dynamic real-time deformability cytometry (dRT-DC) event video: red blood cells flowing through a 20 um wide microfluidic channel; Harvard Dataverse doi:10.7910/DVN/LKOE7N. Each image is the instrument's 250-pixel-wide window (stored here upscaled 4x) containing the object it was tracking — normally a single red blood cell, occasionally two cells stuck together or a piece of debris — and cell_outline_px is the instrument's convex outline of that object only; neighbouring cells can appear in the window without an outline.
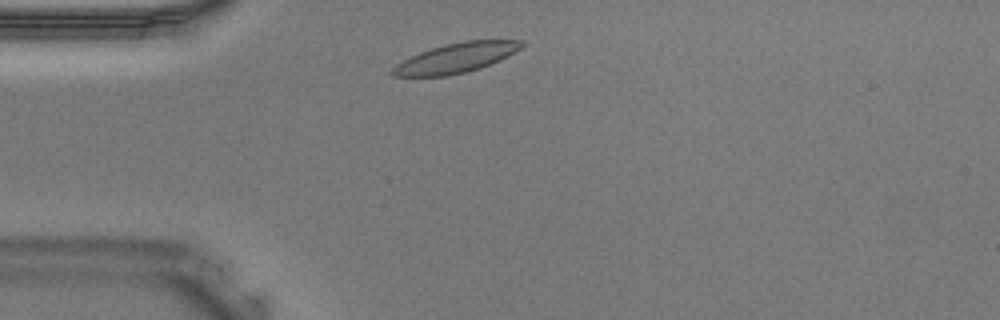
{"species": "Egyptian fruit bat (a non-hibernating species)", "species_latin": "Rousettus aegyptiacus", "temperature_condition": "warm", "stored_images_in_passage": 27, "camera_frame_rate_fps": 3000, "um_per_image_px": 0.085, "animal": {"sex": "male"}, "frame": {"image": 1, "passage_image": 1, "time_ms": 0.0, "image_size_px": [1000, 320], "cell_outline_px": [[524, 44], [520, 48], [508, 56], [500, 60], [480, 68], [448, 76], [392, 76], [388, 72], [396, 64], [420, 52], [444, 44], [464, 40], [524, 40]], "centroid_in_image_um": [38.75, 4.92], "position_along_channel_um": 46.3, "area_um2": 22.25}}
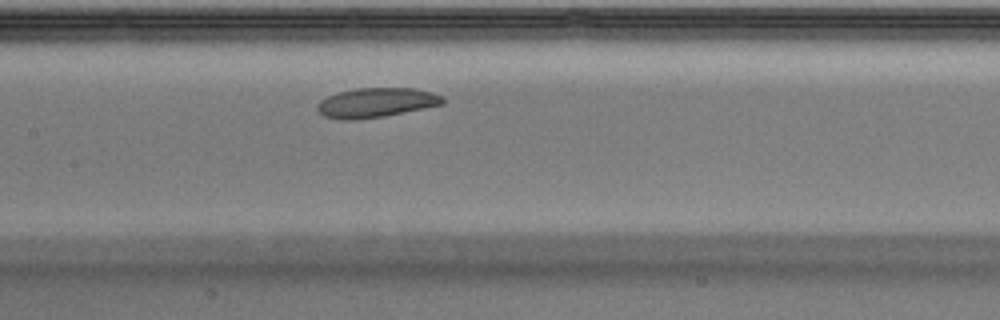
{"frame": {"image": 2, "passage_image": 10, "time_ms": 3.0, "image_size_px": [1000, 320], "cell_outline_px": [[444, 104], [384, 116], [356, 120], [344, 120], [324, 116], [316, 108], [316, 104], [320, 100], [328, 96], [340, 92], [356, 88], [412, 88], [432, 92], [444, 96]], "centroid_in_image_um": [31.97, 8.72], "position_along_channel_um": 175.4, "area_um2": 21.56}}
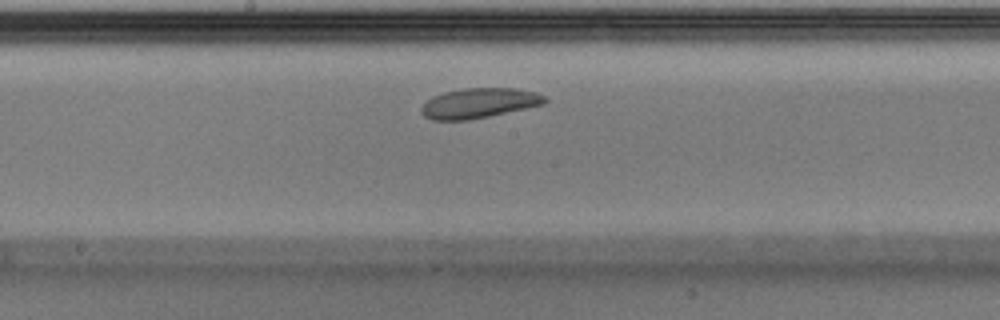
{"frame": {"image": 3, "passage_image": 12, "time_ms": 3.667, "image_size_px": [1000, 320], "cell_outline_px": [[548, 100], [544, 104], [488, 116], [468, 120], [432, 120], [424, 116], [420, 112], [420, 108], [432, 96], [444, 92], [464, 88], [516, 88], [536, 92], [544, 96]], "centroid_in_image_um": [40.7, 8.76], "position_along_channel_um": 207.5, "area_um2": 21.5}}